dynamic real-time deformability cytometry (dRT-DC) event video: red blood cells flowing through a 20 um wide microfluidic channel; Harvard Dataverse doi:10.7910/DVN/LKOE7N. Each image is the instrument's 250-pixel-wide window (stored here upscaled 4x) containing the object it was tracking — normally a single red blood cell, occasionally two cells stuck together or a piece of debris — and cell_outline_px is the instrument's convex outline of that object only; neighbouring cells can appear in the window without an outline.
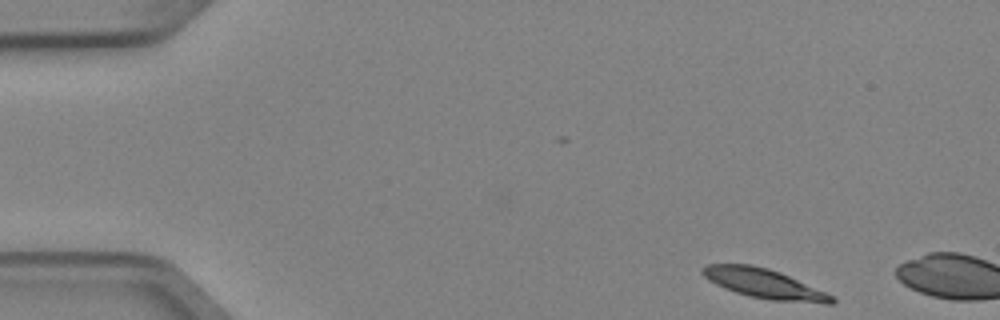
{"species": "Egyptian fruit bat (a non-hibernating species)", "species_latin": "Rousettus aegyptiacus", "temperature_condition": "cold", "stored_images_in_passage": 4, "segment_of_instrument_passage": [2, 2], "camera_frame_rate_fps": 3000, "um_per_image_px": 0.085, "animal": {"sex": "female"}, "frame": {"image": 1, "passage_image": 4, "time_ms": 1.0, "image_size_px": [1000, 320], "cell_outline_px": [[836, 300], [832, 304], [824, 304], [772, 300], [748, 296], [724, 288], [708, 280], [700, 272], [700, 268], [708, 264], [752, 264], [768, 268], [780, 272], [824, 292], [832, 296]], "centroid_in_image_um": [64.91, 24.1], "position_along_channel_um": 20.1, "area_um2": 22.14}}